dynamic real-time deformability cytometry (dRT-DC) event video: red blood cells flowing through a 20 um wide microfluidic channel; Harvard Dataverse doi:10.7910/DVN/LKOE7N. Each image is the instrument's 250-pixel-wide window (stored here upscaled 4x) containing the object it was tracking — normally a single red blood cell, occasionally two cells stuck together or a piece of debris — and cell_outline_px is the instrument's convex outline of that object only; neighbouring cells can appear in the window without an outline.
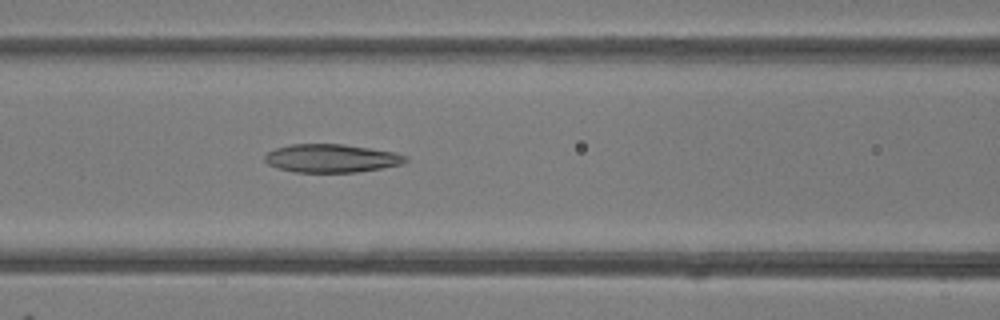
{"species": "common noctule bat (a hibernating species)", "species_latin": "Nyctalus noctula", "temperature_condition": "room temperature", "stored_images_in_passage": 48, "camera_frame_rate_fps": 3000, "um_per_image_px": 0.085, "animal": {"sex": "female"}, "frame": {"image": 1, "passage_image": 20, "time_ms": 6.333, "image_size_px": [1000, 320], "cell_outline_px": [[408, 160], [400, 164], [380, 168], [356, 172], [296, 172], [276, 168], [268, 164], [264, 160], [264, 156], [268, 152], [276, 148], [292, 144], [344, 144], [396, 152], [408, 156]], "centroid_in_image_um": [28.16, 13.45], "position_along_channel_um": 138.4, "area_um2": 23.18}}
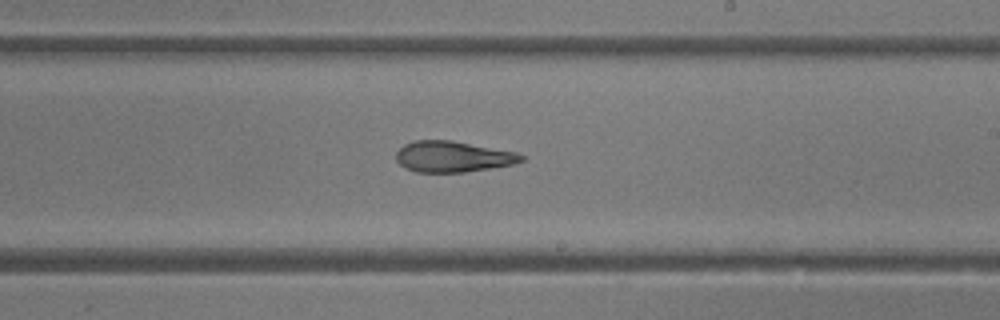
{"frame": {"image": 2, "passage_image": 28, "time_ms": 9.0, "image_size_px": [1000, 320], "cell_outline_px": [[524, 160], [512, 164], [492, 168], [464, 172], [416, 172], [404, 168], [396, 160], [396, 152], [404, 144], [416, 140], [452, 140], [516, 152], [524, 156]], "centroid_in_image_um": [38.47, 13.31], "position_along_channel_um": 250.5, "area_um2": 22.6}}
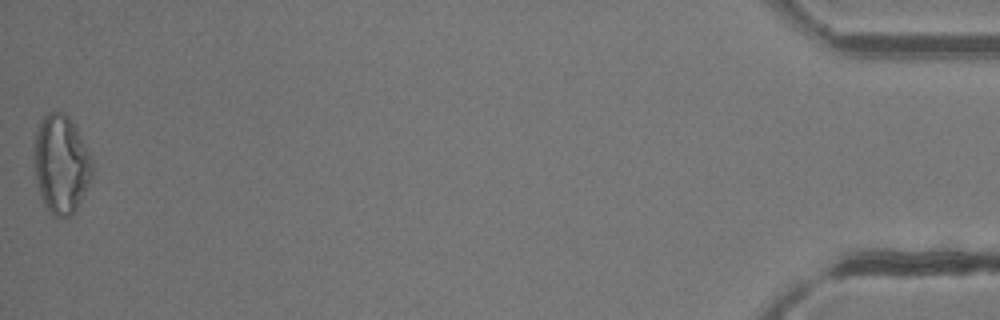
{"frame": {"image": 3, "passage_image": 48, "time_ms": 15.667, "image_size_px": [1000, 320], "cell_outline_px": [[92, 176], [76, 208], [68, 216], [56, 216], [44, 204], [40, 196], [36, 180], [32, 160], [36, 132], [40, 120], [48, 112], [64, 112], [76, 124], [92, 160]], "centroid_in_image_um": [5.17, 13.89], "position_along_channel_um": 430.0, "area_um2": 33.35}, "authors_computed_cell_mechanics": {"area_um2": 25.8944, "velocity_mm_per_s": 4.2159, "shape_relaxation_time_tau1_ms": null, "shape_relaxation_time_tau2_ms": 3.5702, "deformation_change_tau1": null, "deformation_change_tau2": 0.1404}}